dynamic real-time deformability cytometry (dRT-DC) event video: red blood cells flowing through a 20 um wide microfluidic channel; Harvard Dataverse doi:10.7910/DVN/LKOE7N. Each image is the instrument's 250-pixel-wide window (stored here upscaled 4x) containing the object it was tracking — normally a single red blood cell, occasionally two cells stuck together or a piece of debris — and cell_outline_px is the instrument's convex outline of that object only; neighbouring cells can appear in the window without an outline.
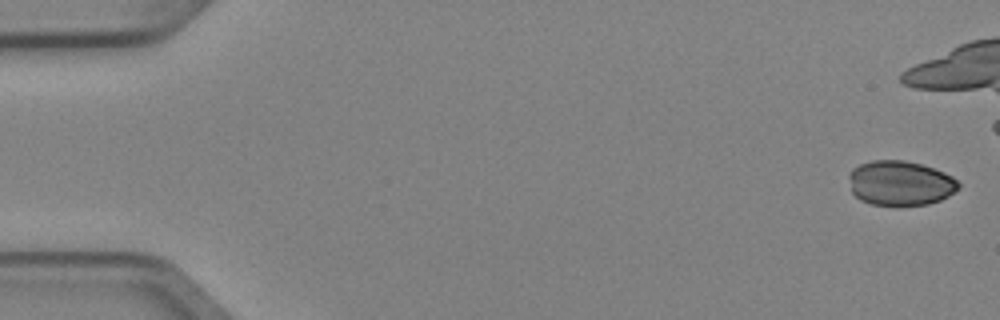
{"species": "Egyptian fruit bat (a non-hibernating species)", "species_latin": "Rousettus aegyptiacus", "temperature_condition": "cold", "stored_images_in_passage": 6, "camera_frame_rate_fps": 3000, "um_per_image_px": 0.085, "animal": {"sex": "female"}, "frame": {"image": 1, "passage_image": 1, "time_ms": 0.0, "image_size_px": [1000, 320], "cell_outline_px": [[960, 188], [948, 196], [940, 200], [928, 204], [896, 208], [872, 204], [860, 200], [852, 192], [848, 176], [852, 168], [860, 164], [872, 160], [904, 160], [920, 164], [944, 172], [952, 176], [960, 184]], "centroid_in_image_um": [76.51, 15.6], "position_along_channel_um": 8.5, "area_um2": 29.19}}